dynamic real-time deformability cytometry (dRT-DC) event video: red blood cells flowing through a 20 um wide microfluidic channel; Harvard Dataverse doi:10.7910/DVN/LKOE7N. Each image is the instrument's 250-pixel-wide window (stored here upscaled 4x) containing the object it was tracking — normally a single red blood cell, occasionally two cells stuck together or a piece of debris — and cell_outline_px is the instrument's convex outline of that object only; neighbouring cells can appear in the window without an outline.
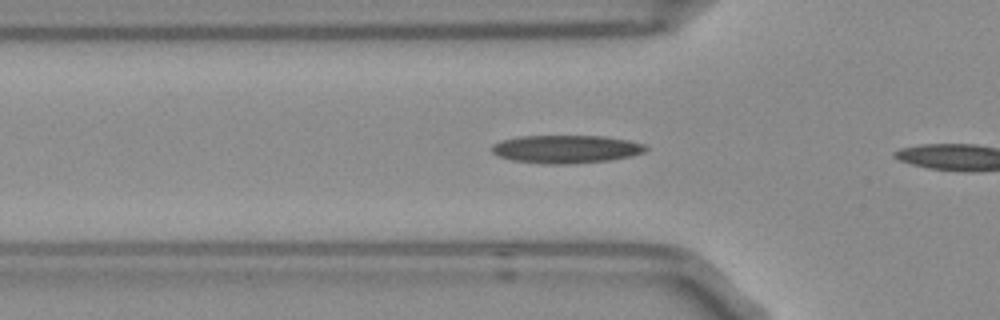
{"species": "Egyptian fruit bat (a non-hibernating species)", "species_latin": "Rousettus aegyptiacus", "temperature_condition": "room temperature", "stored_images_in_passage": 7, "camera_frame_rate_fps": 3000, "um_per_image_px": 0.085, "frame": {"image": 1, "passage_image": 6, "time_ms": 1.667, "image_size_px": [1000, 320], "cell_outline_px": [[648, 148], [644, 152], [632, 156], [608, 160], [568, 164], [540, 164], [512, 160], [500, 156], [492, 152], [492, 144], [500, 140], [520, 136], [604, 136], [628, 140], [644, 144]], "centroid_in_image_um": [48.1, 12.67], "position_along_channel_um": 77.7, "area_um2": 25.2}}